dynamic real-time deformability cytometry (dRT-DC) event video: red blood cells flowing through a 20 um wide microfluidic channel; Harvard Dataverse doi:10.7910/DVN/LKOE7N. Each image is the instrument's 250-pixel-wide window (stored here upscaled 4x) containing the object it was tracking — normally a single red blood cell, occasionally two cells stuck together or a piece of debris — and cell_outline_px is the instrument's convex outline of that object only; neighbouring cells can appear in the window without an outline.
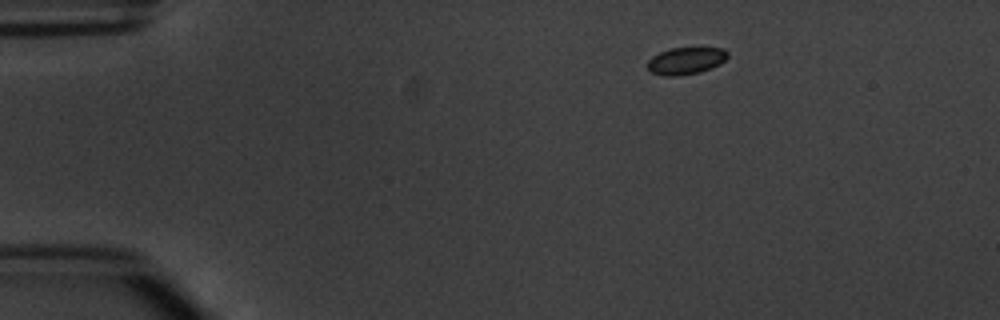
{"species": "common noctule bat (a hibernating species)", "species_latin": "Nyctalus noctula", "temperature_condition": "warm", "stored_images_in_passage": 4, "camera_frame_rate_fps": 3000, "um_per_image_px": 0.085, "animal": {"sex": "male", "body_mass_g": 20.1, "forearm_length_mm": 53.5}, "frame": {"image": 1, "passage_image": 2, "time_ms": 1.333, "image_size_px": [1000, 320], "cell_outline_px": [[728, 56], [720, 64], [712, 68], [700, 72], [676, 76], [664, 76], [652, 72], [648, 68], [648, 60], [652, 56], [660, 52], [672, 48], [700, 44], [724, 48], [728, 52]], "centroid_in_image_um": [58.37, 5.1], "position_along_channel_um": 26.6, "area_um2": 13.35}}